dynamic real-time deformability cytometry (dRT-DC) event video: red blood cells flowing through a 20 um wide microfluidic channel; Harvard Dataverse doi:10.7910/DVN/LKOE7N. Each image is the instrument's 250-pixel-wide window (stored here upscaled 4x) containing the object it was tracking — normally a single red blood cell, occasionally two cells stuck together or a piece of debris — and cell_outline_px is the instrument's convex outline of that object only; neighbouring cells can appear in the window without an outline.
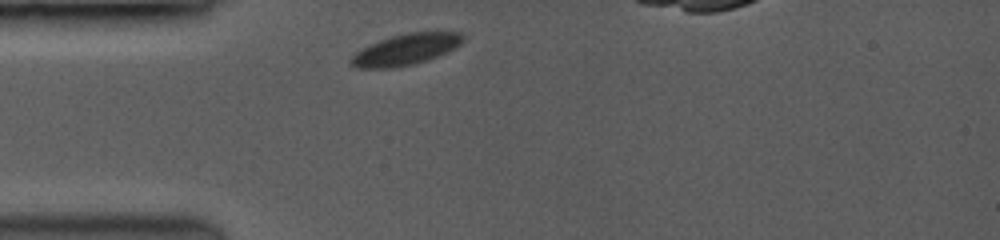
{"species": "common noctule bat (a hibernating species)", "species_latin": "Nyctalus noctula", "temperature_condition": "room temperature", "stored_images_in_passage": 13, "segment_of_instrument_passage": [1, 2], "camera_frame_rate_fps": 3500, "um_per_image_px": 0.085, "animal": {"sex": "female", "body_mass_g": 19.0, "forearm_length_mm": 53.3}, "frame": {"image": 1, "passage_image": 1, "time_ms": 0.0, "image_size_px": [1000, 240], "cell_outline_px": [[464, 40], [460, 44], [436, 56], [412, 64], [388, 68], [356, 68], [352, 64], [352, 56], [360, 48], [368, 44], [404, 32], [460, 32], [464, 36]], "centroid_in_image_um": [34.45, 4.18], "position_along_channel_um": 50.5, "area_um2": 19.88}}
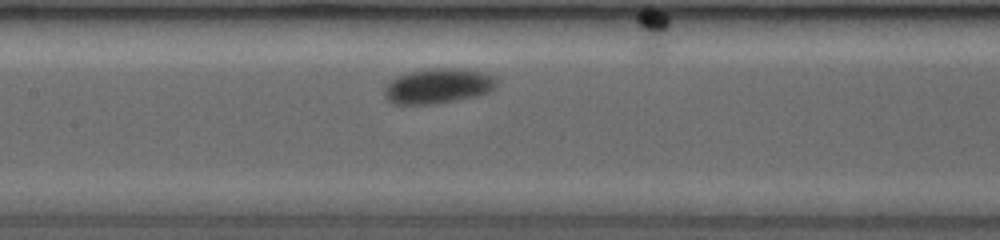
{"frame": {"image": 2, "passage_image": 9, "time_ms": 3.429, "image_size_px": [1000, 240], "cell_outline_px": [[496, 84], [488, 92], [448, 100], [424, 104], [396, 104], [388, 100], [384, 92], [384, 88], [396, 76], [408, 72], [428, 68], [468, 68], [484, 72], [496, 76]], "centroid_in_image_um": [37.22, 7.25], "position_along_channel_um": 170.2, "area_um2": 22.43}}
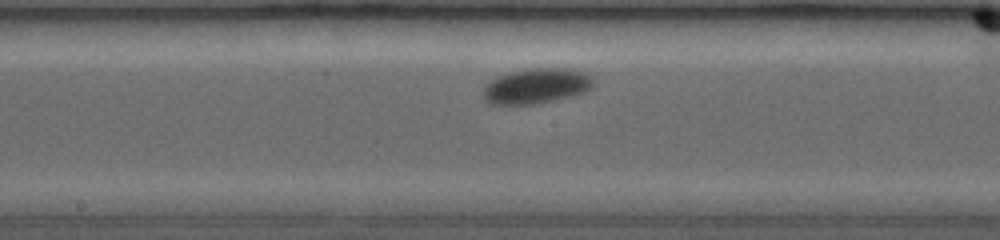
{"frame": {"image": 3, "passage_image": 11, "time_ms": 4.286, "image_size_px": [1000, 240], "cell_outline_px": [[596, 80], [584, 92], [528, 104], [496, 104], [488, 100], [484, 96], [484, 88], [496, 76], [524, 68], [572, 68], [584, 72], [592, 76]], "centroid_in_image_um": [45.61, 7.25], "position_along_channel_um": 202.6, "area_um2": 22.02}}